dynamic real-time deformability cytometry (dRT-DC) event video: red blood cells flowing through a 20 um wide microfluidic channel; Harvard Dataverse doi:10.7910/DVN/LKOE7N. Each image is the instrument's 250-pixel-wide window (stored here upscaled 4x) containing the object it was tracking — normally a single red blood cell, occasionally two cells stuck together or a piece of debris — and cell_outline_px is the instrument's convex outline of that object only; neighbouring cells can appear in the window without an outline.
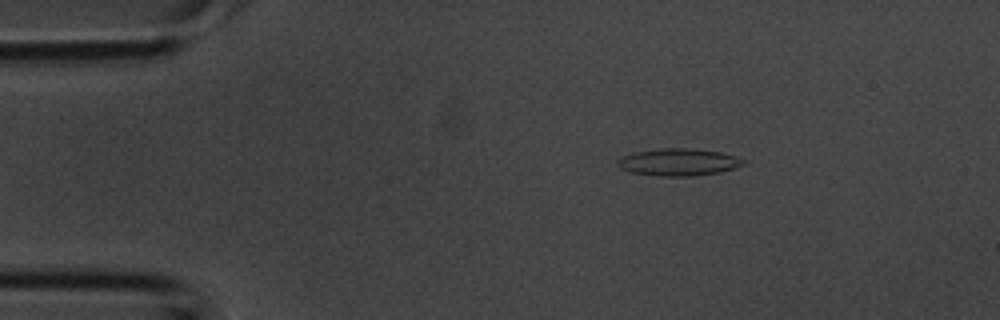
{"species": "common noctule bat (a hibernating species)", "species_latin": "Nyctalus noctula", "temperature_condition": "room temperature", "stored_images_in_passage": 2, "camera_frame_rate_fps": 3000, "um_per_image_px": 0.085, "animal": {"sex": "male", "body_mass_g": 20.1, "forearm_length_mm": 53.5}, "frame": {"image": 1, "passage_image": 1, "time_ms": 0.0, "image_size_px": [1000, 320], "cell_outline_px": [[744, 164], [720, 172], [692, 176], [664, 176], [632, 172], [620, 168], [616, 164], [616, 160], [620, 156], [632, 152], [664, 148], [692, 148], [720, 152], [736, 156], [744, 160]], "centroid_in_image_um": [57.62, 13.77], "position_along_channel_um": 27.4, "area_um2": 19.88}}